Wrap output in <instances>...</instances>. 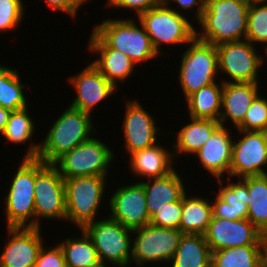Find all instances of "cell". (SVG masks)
<instances>
[{"mask_svg": "<svg viewBox=\"0 0 267 267\" xmlns=\"http://www.w3.org/2000/svg\"><path fill=\"white\" fill-rule=\"evenodd\" d=\"M94 136V137H93ZM59 157L53 165L64 179L83 176H107L115 157L107 144L93 135Z\"/></svg>", "mask_w": 267, "mask_h": 267, "instance_id": "cell-9", "label": "cell"}, {"mask_svg": "<svg viewBox=\"0 0 267 267\" xmlns=\"http://www.w3.org/2000/svg\"><path fill=\"white\" fill-rule=\"evenodd\" d=\"M249 6L246 0H205L196 38L214 46L245 40Z\"/></svg>", "mask_w": 267, "mask_h": 267, "instance_id": "cell-2", "label": "cell"}, {"mask_svg": "<svg viewBox=\"0 0 267 267\" xmlns=\"http://www.w3.org/2000/svg\"><path fill=\"white\" fill-rule=\"evenodd\" d=\"M191 122L185 124L177 131L176 142L172 145L174 159L175 155L195 154L213 135L214 131L221 125L217 120L190 118Z\"/></svg>", "mask_w": 267, "mask_h": 267, "instance_id": "cell-24", "label": "cell"}, {"mask_svg": "<svg viewBox=\"0 0 267 267\" xmlns=\"http://www.w3.org/2000/svg\"><path fill=\"white\" fill-rule=\"evenodd\" d=\"M263 267H267V235H263Z\"/></svg>", "mask_w": 267, "mask_h": 267, "instance_id": "cell-44", "label": "cell"}, {"mask_svg": "<svg viewBox=\"0 0 267 267\" xmlns=\"http://www.w3.org/2000/svg\"><path fill=\"white\" fill-rule=\"evenodd\" d=\"M246 39L256 47L267 45V3L249 6Z\"/></svg>", "mask_w": 267, "mask_h": 267, "instance_id": "cell-34", "label": "cell"}, {"mask_svg": "<svg viewBox=\"0 0 267 267\" xmlns=\"http://www.w3.org/2000/svg\"><path fill=\"white\" fill-rule=\"evenodd\" d=\"M214 198L215 200L211 201L213 208V216L222 219L234 220V209L232 208V206L224 202L217 195Z\"/></svg>", "mask_w": 267, "mask_h": 267, "instance_id": "cell-42", "label": "cell"}, {"mask_svg": "<svg viewBox=\"0 0 267 267\" xmlns=\"http://www.w3.org/2000/svg\"><path fill=\"white\" fill-rule=\"evenodd\" d=\"M259 87V83H223L219 123L226 126L225 123L231 121L237 128L243 122L252 101L259 94Z\"/></svg>", "mask_w": 267, "mask_h": 267, "instance_id": "cell-21", "label": "cell"}, {"mask_svg": "<svg viewBox=\"0 0 267 267\" xmlns=\"http://www.w3.org/2000/svg\"><path fill=\"white\" fill-rule=\"evenodd\" d=\"M11 110L4 108L0 105V135L3 133L7 125Z\"/></svg>", "mask_w": 267, "mask_h": 267, "instance_id": "cell-43", "label": "cell"}, {"mask_svg": "<svg viewBox=\"0 0 267 267\" xmlns=\"http://www.w3.org/2000/svg\"><path fill=\"white\" fill-rule=\"evenodd\" d=\"M263 233L248 219L212 217L204 234L211 252L245 245H263Z\"/></svg>", "mask_w": 267, "mask_h": 267, "instance_id": "cell-14", "label": "cell"}, {"mask_svg": "<svg viewBox=\"0 0 267 267\" xmlns=\"http://www.w3.org/2000/svg\"><path fill=\"white\" fill-rule=\"evenodd\" d=\"M263 245H245L211 252V267H263Z\"/></svg>", "mask_w": 267, "mask_h": 267, "instance_id": "cell-28", "label": "cell"}, {"mask_svg": "<svg viewBox=\"0 0 267 267\" xmlns=\"http://www.w3.org/2000/svg\"><path fill=\"white\" fill-rule=\"evenodd\" d=\"M182 196V213L179 230L183 234H205L213 217L211 200L203 196Z\"/></svg>", "mask_w": 267, "mask_h": 267, "instance_id": "cell-25", "label": "cell"}, {"mask_svg": "<svg viewBox=\"0 0 267 267\" xmlns=\"http://www.w3.org/2000/svg\"><path fill=\"white\" fill-rule=\"evenodd\" d=\"M249 205L247 219L267 234V175L247 177Z\"/></svg>", "mask_w": 267, "mask_h": 267, "instance_id": "cell-30", "label": "cell"}, {"mask_svg": "<svg viewBox=\"0 0 267 267\" xmlns=\"http://www.w3.org/2000/svg\"><path fill=\"white\" fill-rule=\"evenodd\" d=\"M156 143L155 145L145 148L143 150L135 151L131 153L130 164L132 173L138 177L143 178H156L163 177L172 172L175 167L173 164L174 159L173 152Z\"/></svg>", "mask_w": 267, "mask_h": 267, "instance_id": "cell-22", "label": "cell"}, {"mask_svg": "<svg viewBox=\"0 0 267 267\" xmlns=\"http://www.w3.org/2000/svg\"><path fill=\"white\" fill-rule=\"evenodd\" d=\"M107 176H83L64 179L66 197V222L82 229L95 221L103 203Z\"/></svg>", "mask_w": 267, "mask_h": 267, "instance_id": "cell-5", "label": "cell"}, {"mask_svg": "<svg viewBox=\"0 0 267 267\" xmlns=\"http://www.w3.org/2000/svg\"><path fill=\"white\" fill-rule=\"evenodd\" d=\"M171 267H211V250L203 234H183Z\"/></svg>", "mask_w": 267, "mask_h": 267, "instance_id": "cell-26", "label": "cell"}, {"mask_svg": "<svg viewBox=\"0 0 267 267\" xmlns=\"http://www.w3.org/2000/svg\"><path fill=\"white\" fill-rule=\"evenodd\" d=\"M247 39L222 43L216 46L219 74L227 75L223 83H258L259 69L263 65L257 47ZM231 80H230V79ZM226 79V80H225Z\"/></svg>", "mask_w": 267, "mask_h": 267, "instance_id": "cell-12", "label": "cell"}, {"mask_svg": "<svg viewBox=\"0 0 267 267\" xmlns=\"http://www.w3.org/2000/svg\"><path fill=\"white\" fill-rule=\"evenodd\" d=\"M182 213V198L162 206L150 217V225L160 228L179 229Z\"/></svg>", "mask_w": 267, "mask_h": 267, "instance_id": "cell-37", "label": "cell"}, {"mask_svg": "<svg viewBox=\"0 0 267 267\" xmlns=\"http://www.w3.org/2000/svg\"><path fill=\"white\" fill-rule=\"evenodd\" d=\"M57 117L43 142L35 144L31 141L23 159H39L53 164L63 154L97 133L89 113L69 106Z\"/></svg>", "mask_w": 267, "mask_h": 267, "instance_id": "cell-1", "label": "cell"}, {"mask_svg": "<svg viewBox=\"0 0 267 267\" xmlns=\"http://www.w3.org/2000/svg\"><path fill=\"white\" fill-rule=\"evenodd\" d=\"M88 51L96 56L99 54L91 63L117 89L121 81L133 75L137 64L123 52L108 47L93 31L89 37Z\"/></svg>", "mask_w": 267, "mask_h": 267, "instance_id": "cell-19", "label": "cell"}, {"mask_svg": "<svg viewBox=\"0 0 267 267\" xmlns=\"http://www.w3.org/2000/svg\"><path fill=\"white\" fill-rule=\"evenodd\" d=\"M250 5L252 4H261V3H267V0H246Z\"/></svg>", "mask_w": 267, "mask_h": 267, "instance_id": "cell-45", "label": "cell"}, {"mask_svg": "<svg viewBox=\"0 0 267 267\" xmlns=\"http://www.w3.org/2000/svg\"><path fill=\"white\" fill-rule=\"evenodd\" d=\"M34 267H66L65 258L60 245L50 246V249L43 245Z\"/></svg>", "mask_w": 267, "mask_h": 267, "instance_id": "cell-38", "label": "cell"}, {"mask_svg": "<svg viewBox=\"0 0 267 267\" xmlns=\"http://www.w3.org/2000/svg\"><path fill=\"white\" fill-rule=\"evenodd\" d=\"M126 110L122 122V132L127 154L155 145L159 132L154 117L145 110L137 99L126 101Z\"/></svg>", "mask_w": 267, "mask_h": 267, "instance_id": "cell-16", "label": "cell"}, {"mask_svg": "<svg viewBox=\"0 0 267 267\" xmlns=\"http://www.w3.org/2000/svg\"><path fill=\"white\" fill-rule=\"evenodd\" d=\"M143 184L146 195L148 215L151 217L163 205L179 201L187 192L180 174L174 169L163 177L145 179Z\"/></svg>", "mask_w": 267, "mask_h": 267, "instance_id": "cell-23", "label": "cell"}, {"mask_svg": "<svg viewBox=\"0 0 267 267\" xmlns=\"http://www.w3.org/2000/svg\"><path fill=\"white\" fill-rule=\"evenodd\" d=\"M53 11L69 14L71 18L77 16L78 9L88 0H44Z\"/></svg>", "mask_w": 267, "mask_h": 267, "instance_id": "cell-40", "label": "cell"}, {"mask_svg": "<svg viewBox=\"0 0 267 267\" xmlns=\"http://www.w3.org/2000/svg\"><path fill=\"white\" fill-rule=\"evenodd\" d=\"M224 178L228 180L226 185L223 184L225 179H215L218 181V185H220L216 195L232 206L234 209V220L247 219L249 205L247 177L238 178L237 182H231L230 179L232 178L230 176Z\"/></svg>", "mask_w": 267, "mask_h": 267, "instance_id": "cell-32", "label": "cell"}, {"mask_svg": "<svg viewBox=\"0 0 267 267\" xmlns=\"http://www.w3.org/2000/svg\"><path fill=\"white\" fill-rule=\"evenodd\" d=\"M35 227L40 228V219L66 218L64 178L53 164L35 159ZM63 219V220H62Z\"/></svg>", "mask_w": 267, "mask_h": 267, "instance_id": "cell-10", "label": "cell"}, {"mask_svg": "<svg viewBox=\"0 0 267 267\" xmlns=\"http://www.w3.org/2000/svg\"><path fill=\"white\" fill-rule=\"evenodd\" d=\"M77 93L70 107L91 114L98 104L111 97L117 88L90 63L78 74L69 78Z\"/></svg>", "mask_w": 267, "mask_h": 267, "instance_id": "cell-18", "label": "cell"}, {"mask_svg": "<svg viewBox=\"0 0 267 267\" xmlns=\"http://www.w3.org/2000/svg\"><path fill=\"white\" fill-rule=\"evenodd\" d=\"M187 45L178 71L184 99L204 86L217 82L216 76L219 75L216 46L196 37Z\"/></svg>", "mask_w": 267, "mask_h": 267, "instance_id": "cell-7", "label": "cell"}, {"mask_svg": "<svg viewBox=\"0 0 267 267\" xmlns=\"http://www.w3.org/2000/svg\"><path fill=\"white\" fill-rule=\"evenodd\" d=\"M22 1L0 0V32L14 31L22 24L25 15V6Z\"/></svg>", "mask_w": 267, "mask_h": 267, "instance_id": "cell-36", "label": "cell"}, {"mask_svg": "<svg viewBox=\"0 0 267 267\" xmlns=\"http://www.w3.org/2000/svg\"><path fill=\"white\" fill-rule=\"evenodd\" d=\"M95 267H107V266L101 263L100 265H97V266H95ZM108 267H109V266H108Z\"/></svg>", "mask_w": 267, "mask_h": 267, "instance_id": "cell-47", "label": "cell"}, {"mask_svg": "<svg viewBox=\"0 0 267 267\" xmlns=\"http://www.w3.org/2000/svg\"><path fill=\"white\" fill-rule=\"evenodd\" d=\"M186 16L188 15L175 12L171 4H165L162 1L137 18L149 35L153 48L160 56V46L163 47L165 44L167 46L185 44L186 46L196 37V28Z\"/></svg>", "mask_w": 267, "mask_h": 267, "instance_id": "cell-4", "label": "cell"}, {"mask_svg": "<svg viewBox=\"0 0 267 267\" xmlns=\"http://www.w3.org/2000/svg\"><path fill=\"white\" fill-rule=\"evenodd\" d=\"M82 229L92 240L102 264L128 267L132 258V229L108 216L96 219Z\"/></svg>", "mask_w": 267, "mask_h": 267, "instance_id": "cell-6", "label": "cell"}, {"mask_svg": "<svg viewBox=\"0 0 267 267\" xmlns=\"http://www.w3.org/2000/svg\"><path fill=\"white\" fill-rule=\"evenodd\" d=\"M165 4H170L171 1L173 3H177L178 6L176 8H174L173 6V10L177 13H181L183 14L182 10L184 11H190L192 8H194L195 6H197L196 8V11H195V19L198 21V19L201 17L202 13H203V10H204V3H205V0H162ZM179 10H181L179 12Z\"/></svg>", "mask_w": 267, "mask_h": 267, "instance_id": "cell-41", "label": "cell"}, {"mask_svg": "<svg viewBox=\"0 0 267 267\" xmlns=\"http://www.w3.org/2000/svg\"><path fill=\"white\" fill-rule=\"evenodd\" d=\"M21 83L18 70L0 64V105L11 111H18L28 107L25 88ZM24 91V92H23Z\"/></svg>", "mask_w": 267, "mask_h": 267, "instance_id": "cell-31", "label": "cell"}, {"mask_svg": "<svg viewBox=\"0 0 267 267\" xmlns=\"http://www.w3.org/2000/svg\"><path fill=\"white\" fill-rule=\"evenodd\" d=\"M132 18L105 19L94 25L93 32L110 48L126 54L137 65L151 61L159 55L153 48L150 37L139 22Z\"/></svg>", "mask_w": 267, "mask_h": 267, "instance_id": "cell-3", "label": "cell"}, {"mask_svg": "<svg viewBox=\"0 0 267 267\" xmlns=\"http://www.w3.org/2000/svg\"><path fill=\"white\" fill-rule=\"evenodd\" d=\"M223 82L211 83L188 96L185 101L190 118L219 120Z\"/></svg>", "mask_w": 267, "mask_h": 267, "instance_id": "cell-27", "label": "cell"}, {"mask_svg": "<svg viewBox=\"0 0 267 267\" xmlns=\"http://www.w3.org/2000/svg\"><path fill=\"white\" fill-rule=\"evenodd\" d=\"M261 92L252 101L237 130L267 132V98Z\"/></svg>", "mask_w": 267, "mask_h": 267, "instance_id": "cell-35", "label": "cell"}, {"mask_svg": "<svg viewBox=\"0 0 267 267\" xmlns=\"http://www.w3.org/2000/svg\"><path fill=\"white\" fill-rule=\"evenodd\" d=\"M33 118L30 117L29 108L11 111L7 125L1 134L5 141L12 144H25L32 139L36 130Z\"/></svg>", "mask_w": 267, "mask_h": 267, "instance_id": "cell-33", "label": "cell"}, {"mask_svg": "<svg viewBox=\"0 0 267 267\" xmlns=\"http://www.w3.org/2000/svg\"><path fill=\"white\" fill-rule=\"evenodd\" d=\"M41 227H7L8 240L0 254V267H34L43 247Z\"/></svg>", "mask_w": 267, "mask_h": 267, "instance_id": "cell-17", "label": "cell"}, {"mask_svg": "<svg viewBox=\"0 0 267 267\" xmlns=\"http://www.w3.org/2000/svg\"><path fill=\"white\" fill-rule=\"evenodd\" d=\"M233 138L230 177L245 178L267 175V132L238 130ZM237 140V141H236Z\"/></svg>", "mask_w": 267, "mask_h": 267, "instance_id": "cell-13", "label": "cell"}, {"mask_svg": "<svg viewBox=\"0 0 267 267\" xmlns=\"http://www.w3.org/2000/svg\"><path fill=\"white\" fill-rule=\"evenodd\" d=\"M81 238L73 236L59 242L66 267H95L100 265L97 250L92 240L83 229H80Z\"/></svg>", "mask_w": 267, "mask_h": 267, "instance_id": "cell-29", "label": "cell"}, {"mask_svg": "<svg viewBox=\"0 0 267 267\" xmlns=\"http://www.w3.org/2000/svg\"><path fill=\"white\" fill-rule=\"evenodd\" d=\"M182 235L179 229L160 228L150 224L133 229L131 262L140 267L147 263H170Z\"/></svg>", "mask_w": 267, "mask_h": 267, "instance_id": "cell-11", "label": "cell"}, {"mask_svg": "<svg viewBox=\"0 0 267 267\" xmlns=\"http://www.w3.org/2000/svg\"><path fill=\"white\" fill-rule=\"evenodd\" d=\"M4 198L7 227H35V159H23Z\"/></svg>", "mask_w": 267, "mask_h": 267, "instance_id": "cell-8", "label": "cell"}, {"mask_svg": "<svg viewBox=\"0 0 267 267\" xmlns=\"http://www.w3.org/2000/svg\"><path fill=\"white\" fill-rule=\"evenodd\" d=\"M106 5L108 7H113L114 9H131V11H135L136 15L139 16L140 14L148 11L159 5L162 0H108L106 1Z\"/></svg>", "mask_w": 267, "mask_h": 267, "instance_id": "cell-39", "label": "cell"}, {"mask_svg": "<svg viewBox=\"0 0 267 267\" xmlns=\"http://www.w3.org/2000/svg\"><path fill=\"white\" fill-rule=\"evenodd\" d=\"M111 195L108 202L111 219L132 230L150 223L145 189L140 180L137 183L117 187Z\"/></svg>", "mask_w": 267, "mask_h": 267, "instance_id": "cell-15", "label": "cell"}, {"mask_svg": "<svg viewBox=\"0 0 267 267\" xmlns=\"http://www.w3.org/2000/svg\"><path fill=\"white\" fill-rule=\"evenodd\" d=\"M228 126L220 125L195 154L198 156L201 167L208 171L212 177L221 179L230 176V165L232 161V133H229Z\"/></svg>", "mask_w": 267, "mask_h": 267, "instance_id": "cell-20", "label": "cell"}, {"mask_svg": "<svg viewBox=\"0 0 267 267\" xmlns=\"http://www.w3.org/2000/svg\"><path fill=\"white\" fill-rule=\"evenodd\" d=\"M265 49H264V53L267 55V45L264 47ZM265 60H267V56L265 57V59H264V56L262 57V63H263V65L266 63V61Z\"/></svg>", "mask_w": 267, "mask_h": 267, "instance_id": "cell-46", "label": "cell"}]
</instances>
